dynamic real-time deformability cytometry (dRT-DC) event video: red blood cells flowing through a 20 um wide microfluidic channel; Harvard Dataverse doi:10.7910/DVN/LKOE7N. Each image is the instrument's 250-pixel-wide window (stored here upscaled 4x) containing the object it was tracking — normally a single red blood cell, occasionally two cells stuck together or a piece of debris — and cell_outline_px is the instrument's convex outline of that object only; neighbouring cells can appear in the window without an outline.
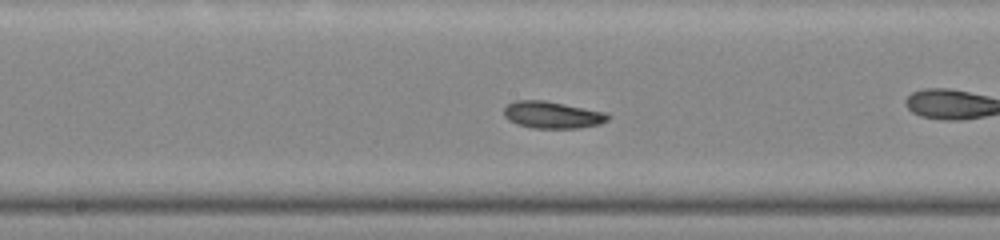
{"species": "common noctule bat (a hibernating species)", "species_latin": "Nyctalus noctula", "temperature_condition": "warm", "stored_images_in_passage": 34, "camera_frame_rate_fps": 3000, "um_per_image_px": 0.085, "animal": {"sex": "male", "body_mass_g": 20.0, "forearm_length_mm": 53.3}, "frame": {"image": 1, "passage_image": 10, "time_ms": 3.0, "image_size_px": [1000, 240], "cell_outline_px": [[608, 120], [600, 124], [580, 128], [532, 128], [516, 124], [508, 120], [504, 116], [504, 108], [508, 104], [516, 100], [544, 100], [604, 112], [608, 116]], "centroid_in_image_um": [46.9, 9.77], "position_along_channel_um": 201.3, "area_um2": 16.24}, "authors_computed_cell_mechanics": {"area_um2": 16.3574, "velocity_mm_per_s": 4.2128, "shape_relaxation_time_tau1_ms": 2.173, "shape_relaxation_time_tau2_ms": null, "deformation_change_tau1": 0.0657, "deformation_change_tau2": null}}